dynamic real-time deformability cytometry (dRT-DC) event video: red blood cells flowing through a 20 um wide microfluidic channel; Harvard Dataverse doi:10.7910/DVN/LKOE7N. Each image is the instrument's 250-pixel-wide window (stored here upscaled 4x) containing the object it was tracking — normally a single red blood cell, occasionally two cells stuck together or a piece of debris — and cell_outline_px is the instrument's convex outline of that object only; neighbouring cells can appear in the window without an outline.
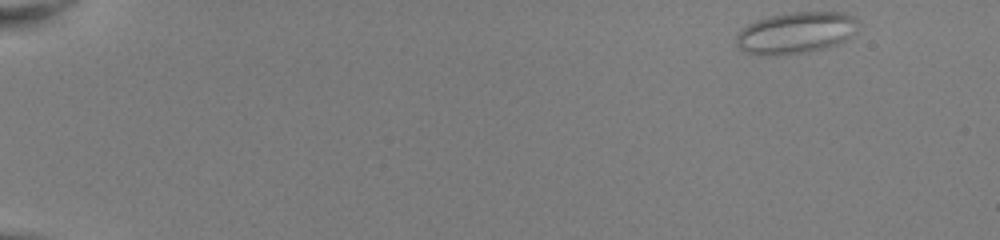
{"species": "common noctule bat (a hibernating species)", "species_latin": "Nyctalus noctula", "temperature_condition": "room temperature", "stored_images_in_passage": 48, "camera_frame_rate_fps": 3000, "um_per_image_px": 0.085, "animal": {"sex": "female", "body_mass_g": 22.0, "forearm_length_mm": 56.7}, "frame": {"image": 1, "passage_image": 1, "time_ms": 0.0, "image_size_px": [1000, 240], "cell_outline_px": [[856, 32], [840, 44], [808, 52], [776, 56], [760, 56], [748, 52], [740, 48], [736, 44], [736, 36], [748, 24], [756, 20], [768, 16], [792, 12], [844, 12], [856, 16]], "centroid_in_image_um": [67.66, 2.79], "position_along_channel_um": 17.3, "area_um2": 29.77}}
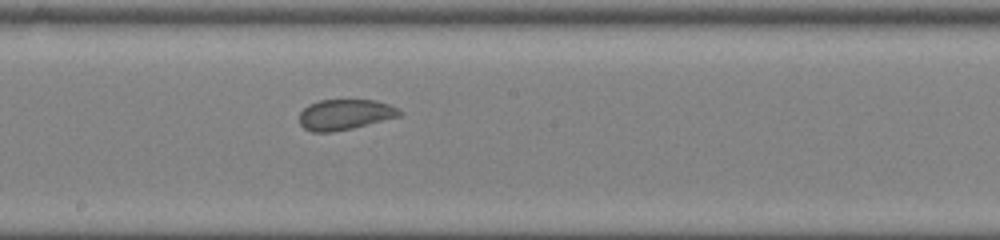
{"frame": {"image": 2, "passage_image": 27, "time_ms": 8.667, "image_size_px": [1000, 240], "cell_outline_px": [[404, 112], [400, 116], [352, 128], [332, 132], [312, 132], [304, 128], [300, 124], [300, 112], [308, 104], [320, 100], [376, 100], [400, 108]], "centroid_in_image_um": [29.34, 9.73], "position_along_channel_um": 218.9, "area_um2": 17.86}}
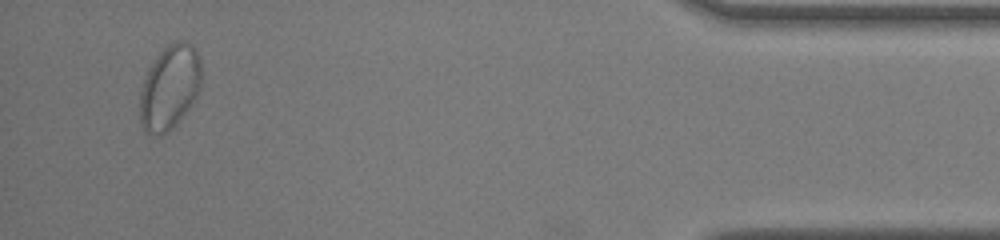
{"frame": {"image": 3, "passage_image": 46, "time_ms": 15.0, "image_size_px": [1000, 240], "cell_outline_px": [[200, 88], [196, 96], [180, 120], [168, 132], [144, 132], [140, 124], [140, 92], [148, 68], [156, 56], [168, 44], [176, 40], [180, 40], [192, 44], [196, 48], [200, 60]], "centroid_in_image_um": [14.41, 7.38], "position_along_channel_um": 420.8, "area_um2": 30.0}}